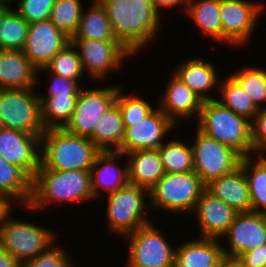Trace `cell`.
Returning <instances> with one entry per match:
<instances>
[{
	"mask_svg": "<svg viewBox=\"0 0 266 267\" xmlns=\"http://www.w3.org/2000/svg\"><path fill=\"white\" fill-rule=\"evenodd\" d=\"M98 1L105 8L116 39L134 57L152 43L161 30V15L151 0Z\"/></svg>",
	"mask_w": 266,
	"mask_h": 267,
	"instance_id": "obj_1",
	"label": "cell"
},
{
	"mask_svg": "<svg viewBox=\"0 0 266 267\" xmlns=\"http://www.w3.org/2000/svg\"><path fill=\"white\" fill-rule=\"evenodd\" d=\"M95 200L90 171L37 170L32 178V196L28 212L43 211L60 203H84ZM84 201V202H83ZM63 202V203H62Z\"/></svg>",
	"mask_w": 266,
	"mask_h": 267,
	"instance_id": "obj_2",
	"label": "cell"
},
{
	"mask_svg": "<svg viewBox=\"0 0 266 267\" xmlns=\"http://www.w3.org/2000/svg\"><path fill=\"white\" fill-rule=\"evenodd\" d=\"M101 150L88 138L64 128L45 129L41 135L38 170L90 171Z\"/></svg>",
	"mask_w": 266,
	"mask_h": 267,
	"instance_id": "obj_3",
	"label": "cell"
},
{
	"mask_svg": "<svg viewBox=\"0 0 266 267\" xmlns=\"http://www.w3.org/2000/svg\"><path fill=\"white\" fill-rule=\"evenodd\" d=\"M197 129L236 151L242 158L253 154L251 121L216 99L203 101Z\"/></svg>",
	"mask_w": 266,
	"mask_h": 267,
	"instance_id": "obj_4",
	"label": "cell"
},
{
	"mask_svg": "<svg viewBox=\"0 0 266 267\" xmlns=\"http://www.w3.org/2000/svg\"><path fill=\"white\" fill-rule=\"evenodd\" d=\"M206 185L194 172L165 173L149 191L152 211L192 215Z\"/></svg>",
	"mask_w": 266,
	"mask_h": 267,
	"instance_id": "obj_5",
	"label": "cell"
},
{
	"mask_svg": "<svg viewBox=\"0 0 266 267\" xmlns=\"http://www.w3.org/2000/svg\"><path fill=\"white\" fill-rule=\"evenodd\" d=\"M106 196L105 216L109 232L123 238L141 226L152 222L151 218H148L151 211L148 190L128 183ZM146 199L147 202H145Z\"/></svg>",
	"mask_w": 266,
	"mask_h": 267,
	"instance_id": "obj_6",
	"label": "cell"
},
{
	"mask_svg": "<svg viewBox=\"0 0 266 267\" xmlns=\"http://www.w3.org/2000/svg\"><path fill=\"white\" fill-rule=\"evenodd\" d=\"M14 211L0 225V246L23 264L47 250L58 236L50 228L11 217Z\"/></svg>",
	"mask_w": 266,
	"mask_h": 267,
	"instance_id": "obj_7",
	"label": "cell"
},
{
	"mask_svg": "<svg viewBox=\"0 0 266 267\" xmlns=\"http://www.w3.org/2000/svg\"><path fill=\"white\" fill-rule=\"evenodd\" d=\"M36 88L0 89V123L2 128L32 135L45 131Z\"/></svg>",
	"mask_w": 266,
	"mask_h": 267,
	"instance_id": "obj_8",
	"label": "cell"
},
{
	"mask_svg": "<svg viewBox=\"0 0 266 267\" xmlns=\"http://www.w3.org/2000/svg\"><path fill=\"white\" fill-rule=\"evenodd\" d=\"M124 238L129 243L127 267L175 266L176 247L169 243L154 223L145 224Z\"/></svg>",
	"mask_w": 266,
	"mask_h": 267,
	"instance_id": "obj_9",
	"label": "cell"
},
{
	"mask_svg": "<svg viewBox=\"0 0 266 267\" xmlns=\"http://www.w3.org/2000/svg\"><path fill=\"white\" fill-rule=\"evenodd\" d=\"M193 151L194 172L207 185L212 180L234 172L242 157L231 148L196 128Z\"/></svg>",
	"mask_w": 266,
	"mask_h": 267,
	"instance_id": "obj_10",
	"label": "cell"
},
{
	"mask_svg": "<svg viewBox=\"0 0 266 267\" xmlns=\"http://www.w3.org/2000/svg\"><path fill=\"white\" fill-rule=\"evenodd\" d=\"M119 86L82 87L71 119L63 128L72 134L89 138L96 123L115 103L118 90L123 88Z\"/></svg>",
	"mask_w": 266,
	"mask_h": 267,
	"instance_id": "obj_11",
	"label": "cell"
},
{
	"mask_svg": "<svg viewBox=\"0 0 266 267\" xmlns=\"http://www.w3.org/2000/svg\"><path fill=\"white\" fill-rule=\"evenodd\" d=\"M76 47L83 70L91 80L102 82L111 72L125 65L126 58L134 55L119 41L71 39Z\"/></svg>",
	"mask_w": 266,
	"mask_h": 267,
	"instance_id": "obj_12",
	"label": "cell"
},
{
	"mask_svg": "<svg viewBox=\"0 0 266 267\" xmlns=\"http://www.w3.org/2000/svg\"><path fill=\"white\" fill-rule=\"evenodd\" d=\"M265 7L257 1L221 0L222 43L234 47L248 45Z\"/></svg>",
	"mask_w": 266,
	"mask_h": 267,
	"instance_id": "obj_13",
	"label": "cell"
},
{
	"mask_svg": "<svg viewBox=\"0 0 266 267\" xmlns=\"http://www.w3.org/2000/svg\"><path fill=\"white\" fill-rule=\"evenodd\" d=\"M227 240L222 246L226 260L232 261L243 252L266 244V214L258 212L237 213L227 232L221 237ZM229 248H227V247Z\"/></svg>",
	"mask_w": 266,
	"mask_h": 267,
	"instance_id": "obj_14",
	"label": "cell"
},
{
	"mask_svg": "<svg viewBox=\"0 0 266 267\" xmlns=\"http://www.w3.org/2000/svg\"><path fill=\"white\" fill-rule=\"evenodd\" d=\"M142 121L132 123L125 129L119 152L126 154L134 150L159 149L177 126L161 111L158 106Z\"/></svg>",
	"mask_w": 266,
	"mask_h": 267,
	"instance_id": "obj_15",
	"label": "cell"
},
{
	"mask_svg": "<svg viewBox=\"0 0 266 267\" xmlns=\"http://www.w3.org/2000/svg\"><path fill=\"white\" fill-rule=\"evenodd\" d=\"M41 135L19 130H0V156L33 178L40 168Z\"/></svg>",
	"mask_w": 266,
	"mask_h": 267,
	"instance_id": "obj_16",
	"label": "cell"
},
{
	"mask_svg": "<svg viewBox=\"0 0 266 267\" xmlns=\"http://www.w3.org/2000/svg\"><path fill=\"white\" fill-rule=\"evenodd\" d=\"M70 42L71 39L50 20L34 22L29 24L27 40L22 51L39 70Z\"/></svg>",
	"mask_w": 266,
	"mask_h": 267,
	"instance_id": "obj_17",
	"label": "cell"
},
{
	"mask_svg": "<svg viewBox=\"0 0 266 267\" xmlns=\"http://www.w3.org/2000/svg\"><path fill=\"white\" fill-rule=\"evenodd\" d=\"M237 213L205 189L192 214L197 217L201 238L221 239L233 223Z\"/></svg>",
	"mask_w": 266,
	"mask_h": 267,
	"instance_id": "obj_18",
	"label": "cell"
},
{
	"mask_svg": "<svg viewBox=\"0 0 266 267\" xmlns=\"http://www.w3.org/2000/svg\"><path fill=\"white\" fill-rule=\"evenodd\" d=\"M159 98L161 100L159 99L160 103L157 106L177 127L184 118L190 120L193 117L198 120L203 100L173 73L163 96Z\"/></svg>",
	"mask_w": 266,
	"mask_h": 267,
	"instance_id": "obj_19",
	"label": "cell"
},
{
	"mask_svg": "<svg viewBox=\"0 0 266 267\" xmlns=\"http://www.w3.org/2000/svg\"><path fill=\"white\" fill-rule=\"evenodd\" d=\"M121 156L124 157L125 154L119 151H101L96 156L90 169L91 186L95 199L101 196V191L109 194L129 183L127 158L124 167L117 165Z\"/></svg>",
	"mask_w": 266,
	"mask_h": 267,
	"instance_id": "obj_20",
	"label": "cell"
},
{
	"mask_svg": "<svg viewBox=\"0 0 266 267\" xmlns=\"http://www.w3.org/2000/svg\"><path fill=\"white\" fill-rule=\"evenodd\" d=\"M176 246L174 267H226L221 240L197 237Z\"/></svg>",
	"mask_w": 266,
	"mask_h": 267,
	"instance_id": "obj_21",
	"label": "cell"
},
{
	"mask_svg": "<svg viewBox=\"0 0 266 267\" xmlns=\"http://www.w3.org/2000/svg\"><path fill=\"white\" fill-rule=\"evenodd\" d=\"M181 63V64H180ZM173 71L177 78L186 84L201 100L208 101L216 99L209 93L210 90L219 88V74L213 63L208 59L194 57L180 62Z\"/></svg>",
	"mask_w": 266,
	"mask_h": 267,
	"instance_id": "obj_22",
	"label": "cell"
},
{
	"mask_svg": "<svg viewBox=\"0 0 266 267\" xmlns=\"http://www.w3.org/2000/svg\"><path fill=\"white\" fill-rule=\"evenodd\" d=\"M37 73L22 50L0 49V89L36 88Z\"/></svg>",
	"mask_w": 266,
	"mask_h": 267,
	"instance_id": "obj_23",
	"label": "cell"
},
{
	"mask_svg": "<svg viewBox=\"0 0 266 267\" xmlns=\"http://www.w3.org/2000/svg\"><path fill=\"white\" fill-rule=\"evenodd\" d=\"M206 189L236 212H251L249 187L241 167L234 172L212 180Z\"/></svg>",
	"mask_w": 266,
	"mask_h": 267,
	"instance_id": "obj_24",
	"label": "cell"
},
{
	"mask_svg": "<svg viewBox=\"0 0 266 267\" xmlns=\"http://www.w3.org/2000/svg\"><path fill=\"white\" fill-rule=\"evenodd\" d=\"M128 182L148 191L165 174L160 153L157 150L139 149L126 153Z\"/></svg>",
	"mask_w": 266,
	"mask_h": 267,
	"instance_id": "obj_25",
	"label": "cell"
},
{
	"mask_svg": "<svg viewBox=\"0 0 266 267\" xmlns=\"http://www.w3.org/2000/svg\"><path fill=\"white\" fill-rule=\"evenodd\" d=\"M0 194L14 206H28L32 196V178L20 167L6 162L0 156Z\"/></svg>",
	"mask_w": 266,
	"mask_h": 267,
	"instance_id": "obj_26",
	"label": "cell"
},
{
	"mask_svg": "<svg viewBox=\"0 0 266 267\" xmlns=\"http://www.w3.org/2000/svg\"><path fill=\"white\" fill-rule=\"evenodd\" d=\"M125 134L122 115L115 102L96 123L89 139L101 151H118Z\"/></svg>",
	"mask_w": 266,
	"mask_h": 267,
	"instance_id": "obj_27",
	"label": "cell"
},
{
	"mask_svg": "<svg viewBox=\"0 0 266 267\" xmlns=\"http://www.w3.org/2000/svg\"><path fill=\"white\" fill-rule=\"evenodd\" d=\"M221 0H187L186 16L204 35L222 43Z\"/></svg>",
	"mask_w": 266,
	"mask_h": 267,
	"instance_id": "obj_28",
	"label": "cell"
},
{
	"mask_svg": "<svg viewBox=\"0 0 266 267\" xmlns=\"http://www.w3.org/2000/svg\"><path fill=\"white\" fill-rule=\"evenodd\" d=\"M90 7L82 10L78 30L71 39L118 41L112 31L104 6L93 0Z\"/></svg>",
	"mask_w": 266,
	"mask_h": 267,
	"instance_id": "obj_29",
	"label": "cell"
},
{
	"mask_svg": "<svg viewBox=\"0 0 266 267\" xmlns=\"http://www.w3.org/2000/svg\"><path fill=\"white\" fill-rule=\"evenodd\" d=\"M240 167L247 179L251 211L266 214V158L256 154L246 156Z\"/></svg>",
	"mask_w": 266,
	"mask_h": 267,
	"instance_id": "obj_30",
	"label": "cell"
},
{
	"mask_svg": "<svg viewBox=\"0 0 266 267\" xmlns=\"http://www.w3.org/2000/svg\"><path fill=\"white\" fill-rule=\"evenodd\" d=\"M78 95L39 96L44 129L63 128L71 119Z\"/></svg>",
	"mask_w": 266,
	"mask_h": 267,
	"instance_id": "obj_31",
	"label": "cell"
},
{
	"mask_svg": "<svg viewBox=\"0 0 266 267\" xmlns=\"http://www.w3.org/2000/svg\"><path fill=\"white\" fill-rule=\"evenodd\" d=\"M218 93H220L219 96L221 97H216L218 102L250 121L260 111L253 100L230 75L220 79Z\"/></svg>",
	"mask_w": 266,
	"mask_h": 267,
	"instance_id": "obj_32",
	"label": "cell"
},
{
	"mask_svg": "<svg viewBox=\"0 0 266 267\" xmlns=\"http://www.w3.org/2000/svg\"><path fill=\"white\" fill-rule=\"evenodd\" d=\"M165 173H185L194 171L193 151L189 144L170 139L158 149Z\"/></svg>",
	"mask_w": 266,
	"mask_h": 267,
	"instance_id": "obj_33",
	"label": "cell"
},
{
	"mask_svg": "<svg viewBox=\"0 0 266 267\" xmlns=\"http://www.w3.org/2000/svg\"><path fill=\"white\" fill-rule=\"evenodd\" d=\"M29 23L10 7L0 20V49L23 50Z\"/></svg>",
	"mask_w": 266,
	"mask_h": 267,
	"instance_id": "obj_34",
	"label": "cell"
},
{
	"mask_svg": "<svg viewBox=\"0 0 266 267\" xmlns=\"http://www.w3.org/2000/svg\"><path fill=\"white\" fill-rule=\"evenodd\" d=\"M234 73V74H233ZM229 74L253 100L259 109L266 108V69L243 66Z\"/></svg>",
	"mask_w": 266,
	"mask_h": 267,
	"instance_id": "obj_35",
	"label": "cell"
},
{
	"mask_svg": "<svg viewBox=\"0 0 266 267\" xmlns=\"http://www.w3.org/2000/svg\"><path fill=\"white\" fill-rule=\"evenodd\" d=\"M48 72L58 74L79 83L85 76L79 53L72 42L61 49L44 67Z\"/></svg>",
	"mask_w": 266,
	"mask_h": 267,
	"instance_id": "obj_36",
	"label": "cell"
},
{
	"mask_svg": "<svg viewBox=\"0 0 266 267\" xmlns=\"http://www.w3.org/2000/svg\"><path fill=\"white\" fill-rule=\"evenodd\" d=\"M82 0H56L51 11L50 21L70 39L78 30Z\"/></svg>",
	"mask_w": 266,
	"mask_h": 267,
	"instance_id": "obj_37",
	"label": "cell"
},
{
	"mask_svg": "<svg viewBox=\"0 0 266 267\" xmlns=\"http://www.w3.org/2000/svg\"><path fill=\"white\" fill-rule=\"evenodd\" d=\"M125 89H119L116 96V103L120 108L122 115L123 125L126 129L131 127L132 123L142 121L150 115L156 108L146 99L141 96L131 93L124 94ZM123 91V92H122Z\"/></svg>",
	"mask_w": 266,
	"mask_h": 267,
	"instance_id": "obj_38",
	"label": "cell"
},
{
	"mask_svg": "<svg viewBox=\"0 0 266 267\" xmlns=\"http://www.w3.org/2000/svg\"><path fill=\"white\" fill-rule=\"evenodd\" d=\"M56 243L52 244L47 250L35 258L24 262L23 267H76L71 260L72 257H69L70 254L64 249L65 247Z\"/></svg>",
	"mask_w": 266,
	"mask_h": 267,
	"instance_id": "obj_39",
	"label": "cell"
},
{
	"mask_svg": "<svg viewBox=\"0 0 266 267\" xmlns=\"http://www.w3.org/2000/svg\"><path fill=\"white\" fill-rule=\"evenodd\" d=\"M56 0H19L13 8L29 24L50 19Z\"/></svg>",
	"mask_w": 266,
	"mask_h": 267,
	"instance_id": "obj_40",
	"label": "cell"
},
{
	"mask_svg": "<svg viewBox=\"0 0 266 267\" xmlns=\"http://www.w3.org/2000/svg\"><path fill=\"white\" fill-rule=\"evenodd\" d=\"M43 72H45L44 74H49L51 81H47L49 84V88H47L48 92L44 95L38 93L39 96L78 95L80 89L82 88L77 82L62 77L58 74L50 73L45 68L38 70L37 82L39 83V75H41Z\"/></svg>",
	"mask_w": 266,
	"mask_h": 267,
	"instance_id": "obj_41",
	"label": "cell"
},
{
	"mask_svg": "<svg viewBox=\"0 0 266 267\" xmlns=\"http://www.w3.org/2000/svg\"><path fill=\"white\" fill-rule=\"evenodd\" d=\"M251 128L253 155H266V108L260 109L251 121Z\"/></svg>",
	"mask_w": 266,
	"mask_h": 267,
	"instance_id": "obj_42",
	"label": "cell"
},
{
	"mask_svg": "<svg viewBox=\"0 0 266 267\" xmlns=\"http://www.w3.org/2000/svg\"><path fill=\"white\" fill-rule=\"evenodd\" d=\"M234 261L240 267H263L266 263V244L254 250L241 253Z\"/></svg>",
	"mask_w": 266,
	"mask_h": 267,
	"instance_id": "obj_43",
	"label": "cell"
},
{
	"mask_svg": "<svg viewBox=\"0 0 266 267\" xmlns=\"http://www.w3.org/2000/svg\"><path fill=\"white\" fill-rule=\"evenodd\" d=\"M153 4L154 7L156 9V11L162 15L161 11H163L164 9H173V8H177V7H181L183 8L181 11L186 10V6H187V0H153ZM183 6V7H182Z\"/></svg>",
	"mask_w": 266,
	"mask_h": 267,
	"instance_id": "obj_44",
	"label": "cell"
},
{
	"mask_svg": "<svg viewBox=\"0 0 266 267\" xmlns=\"http://www.w3.org/2000/svg\"><path fill=\"white\" fill-rule=\"evenodd\" d=\"M0 267H23V264L0 246Z\"/></svg>",
	"mask_w": 266,
	"mask_h": 267,
	"instance_id": "obj_45",
	"label": "cell"
},
{
	"mask_svg": "<svg viewBox=\"0 0 266 267\" xmlns=\"http://www.w3.org/2000/svg\"><path fill=\"white\" fill-rule=\"evenodd\" d=\"M4 195L0 194V225L3 223L5 217L13 210L15 206Z\"/></svg>",
	"mask_w": 266,
	"mask_h": 267,
	"instance_id": "obj_46",
	"label": "cell"
},
{
	"mask_svg": "<svg viewBox=\"0 0 266 267\" xmlns=\"http://www.w3.org/2000/svg\"><path fill=\"white\" fill-rule=\"evenodd\" d=\"M11 3L5 2V1H0V20L4 13L11 7L9 6Z\"/></svg>",
	"mask_w": 266,
	"mask_h": 267,
	"instance_id": "obj_47",
	"label": "cell"
},
{
	"mask_svg": "<svg viewBox=\"0 0 266 267\" xmlns=\"http://www.w3.org/2000/svg\"><path fill=\"white\" fill-rule=\"evenodd\" d=\"M226 267H240L234 260L227 262Z\"/></svg>",
	"mask_w": 266,
	"mask_h": 267,
	"instance_id": "obj_48",
	"label": "cell"
},
{
	"mask_svg": "<svg viewBox=\"0 0 266 267\" xmlns=\"http://www.w3.org/2000/svg\"><path fill=\"white\" fill-rule=\"evenodd\" d=\"M0 1H5V2L12 3V1H15V0H0Z\"/></svg>",
	"mask_w": 266,
	"mask_h": 267,
	"instance_id": "obj_49",
	"label": "cell"
}]
</instances>
